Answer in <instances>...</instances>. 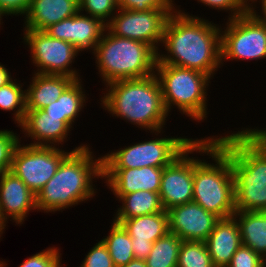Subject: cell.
<instances>
[{
  "label": "cell",
  "instance_id": "cell-1",
  "mask_svg": "<svg viewBox=\"0 0 266 267\" xmlns=\"http://www.w3.org/2000/svg\"><path fill=\"white\" fill-rule=\"evenodd\" d=\"M180 6L167 20L161 43L164 49L157 52L156 63L198 70L214 78L222 68L221 24L189 14Z\"/></svg>",
  "mask_w": 266,
  "mask_h": 267
},
{
  "label": "cell",
  "instance_id": "cell-2",
  "mask_svg": "<svg viewBox=\"0 0 266 267\" xmlns=\"http://www.w3.org/2000/svg\"><path fill=\"white\" fill-rule=\"evenodd\" d=\"M90 144L75 146L62 160L55 175L36 194L38 212H63L96 199V180H103L102 155L95 156ZM95 180V181H94ZM70 207V208H69Z\"/></svg>",
  "mask_w": 266,
  "mask_h": 267
},
{
  "label": "cell",
  "instance_id": "cell-3",
  "mask_svg": "<svg viewBox=\"0 0 266 267\" xmlns=\"http://www.w3.org/2000/svg\"><path fill=\"white\" fill-rule=\"evenodd\" d=\"M227 132L215 138L232 167L235 210L266 212V146L246 127Z\"/></svg>",
  "mask_w": 266,
  "mask_h": 267
},
{
  "label": "cell",
  "instance_id": "cell-4",
  "mask_svg": "<svg viewBox=\"0 0 266 267\" xmlns=\"http://www.w3.org/2000/svg\"><path fill=\"white\" fill-rule=\"evenodd\" d=\"M100 107L112 117L124 120L145 132L167 128L170 116L164 106L155 74L137 79L117 80L105 85Z\"/></svg>",
  "mask_w": 266,
  "mask_h": 267
},
{
  "label": "cell",
  "instance_id": "cell-5",
  "mask_svg": "<svg viewBox=\"0 0 266 267\" xmlns=\"http://www.w3.org/2000/svg\"><path fill=\"white\" fill-rule=\"evenodd\" d=\"M195 153L212 158L193 156V202L219 218L233 216L235 183L229 158L216 146L214 135L196 138Z\"/></svg>",
  "mask_w": 266,
  "mask_h": 267
},
{
  "label": "cell",
  "instance_id": "cell-6",
  "mask_svg": "<svg viewBox=\"0 0 266 267\" xmlns=\"http://www.w3.org/2000/svg\"><path fill=\"white\" fill-rule=\"evenodd\" d=\"M92 55L104 86L117 80L155 74L157 52L150 45L118 37L107 28Z\"/></svg>",
  "mask_w": 266,
  "mask_h": 267
},
{
  "label": "cell",
  "instance_id": "cell-7",
  "mask_svg": "<svg viewBox=\"0 0 266 267\" xmlns=\"http://www.w3.org/2000/svg\"><path fill=\"white\" fill-rule=\"evenodd\" d=\"M155 75L160 83L163 103L168 114L176 108L182 116L184 114L191 121H196V125L197 122L207 120L208 89L212 79L209 75L198 70L162 63H156Z\"/></svg>",
  "mask_w": 266,
  "mask_h": 267
},
{
  "label": "cell",
  "instance_id": "cell-8",
  "mask_svg": "<svg viewBox=\"0 0 266 267\" xmlns=\"http://www.w3.org/2000/svg\"><path fill=\"white\" fill-rule=\"evenodd\" d=\"M165 130L151 132L154 137L151 140H141L105 153L102 155V168H142L145 166L164 168L196 140V138L178 137V135L165 137L163 135Z\"/></svg>",
  "mask_w": 266,
  "mask_h": 267
},
{
  "label": "cell",
  "instance_id": "cell-9",
  "mask_svg": "<svg viewBox=\"0 0 266 267\" xmlns=\"http://www.w3.org/2000/svg\"><path fill=\"white\" fill-rule=\"evenodd\" d=\"M224 20L227 21L221 25V66L233 60L266 59V25L251 10Z\"/></svg>",
  "mask_w": 266,
  "mask_h": 267
},
{
  "label": "cell",
  "instance_id": "cell-10",
  "mask_svg": "<svg viewBox=\"0 0 266 267\" xmlns=\"http://www.w3.org/2000/svg\"><path fill=\"white\" fill-rule=\"evenodd\" d=\"M22 31V42L28 46L32 65L37 67L32 73L66 75L75 80L81 79V70L72 67L80 52L72 44L52 38L45 31Z\"/></svg>",
  "mask_w": 266,
  "mask_h": 267
},
{
  "label": "cell",
  "instance_id": "cell-11",
  "mask_svg": "<svg viewBox=\"0 0 266 267\" xmlns=\"http://www.w3.org/2000/svg\"><path fill=\"white\" fill-rule=\"evenodd\" d=\"M19 143L13 154L11 172L36 195L55 175L62 160L71 152L61 147ZM69 151V152H68Z\"/></svg>",
  "mask_w": 266,
  "mask_h": 267
},
{
  "label": "cell",
  "instance_id": "cell-12",
  "mask_svg": "<svg viewBox=\"0 0 266 267\" xmlns=\"http://www.w3.org/2000/svg\"><path fill=\"white\" fill-rule=\"evenodd\" d=\"M177 10L151 9L149 11H131L118 9L106 24V28L118 37L144 42L158 52L167 20Z\"/></svg>",
  "mask_w": 266,
  "mask_h": 267
},
{
  "label": "cell",
  "instance_id": "cell-13",
  "mask_svg": "<svg viewBox=\"0 0 266 267\" xmlns=\"http://www.w3.org/2000/svg\"><path fill=\"white\" fill-rule=\"evenodd\" d=\"M194 152L195 141L170 165L163 168L159 195L166 211L173 206L193 201Z\"/></svg>",
  "mask_w": 266,
  "mask_h": 267
},
{
  "label": "cell",
  "instance_id": "cell-14",
  "mask_svg": "<svg viewBox=\"0 0 266 267\" xmlns=\"http://www.w3.org/2000/svg\"><path fill=\"white\" fill-rule=\"evenodd\" d=\"M106 30V24L99 18L81 13L48 27L45 32L52 38L72 44L80 54L93 52ZM89 50V51H88Z\"/></svg>",
  "mask_w": 266,
  "mask_h": 267
},
{
  "label": "cell",
  "instance_id": "cell-15",
  "mask_svg": "<svg viewBox=\"0 0 266 267\" xmlns=\"http://www.w3.org/2000/svg\"><path fill=\"white\" fill-rule=\"evenodd\" d=\"M169 232L182 241H203L209 237L220 219L195 202L173 206L167 210Z\"/></svg>",
  "mask_w": 266,
  "mask_h": 267
},
{
  "label": "cell",
  "instance_id": "cell-16",
  "mask_svg": "<svg viewBox=\"0 0 266 267\" xmlns=\"http://www.w3.org/2000/svg\"><path fill=\"white\" fill-rule=\"evenodd\" d=\"M38 212L36 195L13 172L0 174V214L2 219L24 224L30 212ZM11 218V219H10Z\"/></svg>",
  "mask_w": 266,
  "mask_h": 267
},
{
  "label": "cell",
  "instance_id": "cell-17",
  "mask_svg": "<svg viewBox=\"0 0 266 267\" xmlns=\"http://www.w3.org/2000/svg\"><path fill=\"white\" fill-rule=\"evenodd\" d=\"M104 186L115 197L139 190L159 193L163 168L145 166L142 168H102Z\"/></svg>",
  "mask_w": 266,
  "mask_h": 267
},
{
  "label": "cell",
  "instance_id": "cell-18",
  "mask_svg": "<svg viewBox=\"0 0 266 267\" xmlns=\"http://www.w3.org/2000/svg\"><path fill=\"white\" fill-rule=\"evenodd\" d=\"M23 138H30L28 145L63 148L71 137V129L61 121V117L47 116L42 109L25 112L22 123L18 126ZM63 145V146H62Z\"/></svg>",
  "mask_w": 266,
  "mask_h": 267
},
{
  "label": "cell",
  "instance_id": "cell-19",
  "mask_svg": "<svg viewBox=\"0 0 266 267\" xmlns=\"http://www.w3.org/2000/svg\"><path fill=\"white\" fill-rule=\"evenodd\" d=\"M119 224L132 238L134 257L141 260L148 257L153 243L169 232V216L166 210L150 215L122 219Z\"/></svg>",
  "mask_w": 266,
  "mask_h": 267
},
{
  "label": "cell",
  "instance_id": "cell-20",
  "mask_svg": "<svg viewBox=\"0 0 266 267\" xmlns=\"http://www.w3.org/2000/svg\"><path fill=\"white\" fill-rule=\"evenodd\" d=\"M205 243L214 267H227L236 250L242 245L236 218H220Z\"/></svg>",
  "mask_w": 266,
  "mask_h": 267
},
{
  "label": "cell",
  "instance_id": "cell-21",
  "mask_svg": "<svg viewBox=\"0 0 266 267\" xmlns=\"http://www.w3.org/2000/svg\"><path fill=\"white\" fill-rule=\"evenodd\" d=\"M79 11V0H31L29 10L23 17V29L45 31Z\"/></svg>",
  "mask_w": 266,
  "mask_h": 267
},
{
  "label": "cell",
  "instance_id": "cell-22",
  "mask_svg": "<svg viewBox=\"0 0 266 267\" xmlns=\"http://www.w3.org/2000/svg\"><path fill=\"white\" fill-rule=\"evenodd\" d=\"M26 85V111L43 109L57 101L65 89L75 80L66 75L32 73Z\"/></svg>",
  "mask_w": 266,
  "mask_h": 267
},
{
  "label": "cell",
  "instance_id": "cell-23",
  "mask_svg": "<svg viewBox=\"0 0 266 267\" xmlns=\"http://www.w3.org/2000/svg\"><path fill=\"white\" fill-rule=\"evenodd\" d=\"M82 82V78L74 80L57 101L42 109L47 116L61 117V121L71 130H74L73 126L84 112L83 108L87 106L86 102L88 103L89 99Z\"/></svg>",
  "mask_w": 266,
  "mask_h": 267
},
{
  "label": "cell",
  "instance_id": "cell-24",
  "mask_svg": "<svg viewBox=\"0 0 266 267\" xmlns=\"http://www.w3.org/2000/svg\"><path fill=\"white\" fill-rule=\"evenodd\" d=\"M118 200V207L112 217L113 221L119 223L122 219H130L136 216L150 215L163 212L160 195L157 192L139 190L125 194L122 197H115Z\"/></svg>",
  "mask_w": 266,
  "mask_h": 267
},
{
  "label": "cell",
  "instance_id": "cell-25",
  "mask_svg": "<svg viewBox=\"0 0 266 267\" xmlns=\"http://www.w3.org/2000/svg\"><path fill=\"white\" fill-rule=\"evenodd\" d=\"M242 245L251 248L263 259L266 257V212L236 211Z\"/></svg>",
  "mask_w": 266,
  "mask_h": 267
},
{
  "label": "cell",
  "instance_id": "cell-26",
  "mask_svg": "<svg viewBox=\"0 0 266 267\" xmlns=\"http://www.w3.org/2000/svg\"><path fill=\"white\" fill-rule=\"evenodd\" d=\"M108 236L102 237L115 267H121L134 259L132 238L123 226L114 221L111 222Z\"/></svg>",
  "mask_w": 266,
  "mask_h": 267
},
{
  "label": "cell",
  "instance_id": "cell-27",
  "mask_svg": "<svg viewBox=\"0 0 266 267\" xmlns=\"http://www.w3.org/2000/svg\"><path fill=\"white\" fill-rule=\"evenodd\" d=\"M182 240L174 233L168 232L156 240L150 254L145 259L147 267H177Z\"/></svg>",
  "mask_w": 266,
  "mask_h": 267
},
{
  "label": "cell",
  "instance_id": "cell-28",
  "mask_svg": "<svg viewBox=\"0 0 266 267\" xmlns=\"http://www.w3.org/2000/svg\"><path fill=\"white\" fill-rule=\"evenodd\" d=\"M24 84L15 77L6 85L0 88V109L6 112H12L13 121L18 127L26 112V95Z\"/></svg>",
  "mask_w": 266,
  "mask_h": 267
},
{
  "label": "cell",
  "instance_id": "cell-29",
  "mask_svg": "<svg viewBox=\"0 0 266 267\" xmlns=\"http://www.w3.org/2000/svg\"><path fill=\"white\" fill-rule=\"evenodd\" d=\"M177 267H214L206 243L182 241Z\"/></svg>",
  "mask_w": 266,
  "mask_h": 267
},
{
  "label": "cell",
  "instance_id": "cell-30",
  "mask_svg": "<svg viewBox=\"0 0 266 267\" xmlns=\"http://www.w3.org/2000/svg\"><path fill=\"white\" fill-rule=\"evenodd\" d=\"M79 10L107 24L118 11V0H79Z\"/></svg>",
  "mask_w": 266,
  "mask_h": 267
},
{
  "label": "cell",
  "instance_id": "cell-31",
  "mask_svg": "<svg viewBox=\"0 0 266 267\" xmlns=\"http://www.w3.org/2000/svg\"><path fill=\"white\" fill-rule=\"evenodd\" d=\"M21 139L13 130H0V174L11 170L13 154Z\"/></svg>",
  "mask_w": 266,
  "mask_h": 267
},
{
  "label": "cell",
  "instance_id": "cell-32",
  "mask_svg": "<svg viewBox=\"0 0 266 267\" xmlns=\"http://www.w3.org/2000/svg\"><path fill=\"white\" fill-rule=\"evenodd\" d=\"M61 252L60 248L52 245L27 257L18 267H65Z\"/></svg>",
  "mask_w": 266,
  "mask_h": 267
},
{
  "label": "cell",
  "instance_id": "cell-33",
  "mask_svg": "<svg viewBox=\"0 0 266 267\" xmlns=\"http://www.w3.org/2000/svg\"><path fill=\"white\" fill-rule=\"evenodd\" d=\"M197 2L218 12L225 11L229 14L226 16L228 20L244 15L250 10V6L244 0H197Z\"/></svg>",
  "mask_w": 266,
  "mask_h": 267
},
{
  "label": "cell",
  "instance_id": "cell-34",
  "mask_svg": "<svg viewBox=\"0 0 266 267\" xmlns=\"http://www.w3.org/2000/svg\"><path fill=\"white\" fill-rule=\"evenodd\" d=\"M79 267H115L106 245L99 240L91 247Z\"/></svg>",
  "mask_w": 266,
  "mask_h": 267
},
{
  "label": "cell",
  "instance_id": "cell-35",
  "mask_svg": "<svg viewBox=\"0 0 266 267\" xmlns=\"http://www.w3.org/2000/svg\"><path fill=\"white\" fill-rule=\"evenodd\" d=\"M175 0H118V9L149 11L151 9H178Z\"/></svg>",
  "mask_w": 266,
  "mask_h": 267
},
{
  "label": "cell",
  "instance_id": "cell-36",
  "mask_svg": "<svg viewBox=\"0 0 266 267\" xmlns=\"http://www.w3.org/2000/svg\"><path fill=\"white\" fill-rule=\"evenodd\" d=\"M227 267H264V259L251 248L241 245Z\"/></svg>",
  "mask_w": 266,
  "mask_h": 267
},
{
  "label": "cell",
  "instance_id": "cell-37",
  "mask_svg": "<svg viewBox=\"0 0 266 267\" xmlns=\"http://www.w3.org/2000/svg\"><path fill=\"white\" fill-rule=\"evenodd\" d=\"M31 0H0V13L3 16L23 17L29 10Z\"/></svg>",
  "mask_w": 266,
  "mask_h": 267
},
{
  "label": "cell",
  "instance_id": "cell-38",
  "mask_svg": "<svg viewBox=\"0 0 266 267\" xmlns=\"http://www.w3.org/2000/svg\"><path fill=\"white\" fill-rule=\"evenodd\" d=\"M259 7H261V8L260 9H257ZM250 10L252 11V13L254 15H256L266 25V0H259V1L256 0L253 3V5L250 7Z\"/></svg>",
  "mask_w": 266,
  "mask_h": 267
},
{
  "label": "cell",
  "instance_id": "cell-39",
  "mask_svg": "<svg viewBox=\"0 0 266 267\" xmlns=\"http://www.w3.org/2000/svg\"><path fill=\"white\" fill-rule=\"evenodd\" d=\"M14 78L10 70L0 62V88L9 83Z\"/></svg>",
  "mask_w": 266,
  "mask_h": 267
},
{
  "label": "cell",
  "instance_id": "cell-40",
  "mask_svg": "<svg viewBox=\"0 0 266 267\" xmlns=\"http://www.w3.org/2000/svg\"><path fill=\"white\" fill-rule=\"evenodd\" d=\"M253 128L252 126H248L249 129L265 146H266V128L256 127Z\"/></svg>",
  "mask_w": 266,
  "mask_h": 267
},
{
  "label": "cell",
  "instance_id": "cell-41",
  "mask_svg": "<svg viewBox=\"0 0 266 267\" xmlns=\"http://www.w3.org/2000/svg\"><path fill=\"white\" fill-rule=\"evenodd\" d=\"M121 267H147L145 260L134 258L128 264Z\"/></svg>",
  "mask_w": 266,
  "mask_h": 267
},
{
  "label": "cell",
  "instance_id": "cell-42",
  "mask_svg": "<svg viewBox=\"0 0 266 267\" xmlns=\"http://www.w3.org/2000/svg\"><path fill=\"white\" fill-rule=\"evenodd\" d=\"M7 223L2 219L1 214H0V240L3 237L2 235L5 233V229L7 228Z\"/></svg>",
  "mask_w": 266,
  "mask_h": 267
},
{
  "label": "cell",
  "instance_id": "cell-43",
  "mask_svg": "<svg viewBox=\"0 0 266 267\" xmlns=\"http://www.w3.org/2000/svg\"><path fill=\"white\" fill-rule=\"evenodd\" d=\"M8 263L6 262V260L4 261L3 259L0 260V267H7Z\"/></svg>",
  "mask_w": 266,
  "mask_h": 267
},
{
  "label": "cell",
  "instance_id": "cell-44",
  "mask_svg": "<svg viewBox=\"0 0 266 267\" xmlns=\"http://www.w3.org/2000/svg\"><path fill=\"white\" fill-rule=\"evenodd\" d=\"M244 1L251 7L256 0H244Z\"/></svg>",
  "mask_w": 266,
  "mask_h": 267
},
{
  "label": "cell",
  "instance_id": "cell-45",
  "mask_svg": "<svg viewBox=\"0 0 266 267\" xmlns=\"http://www.w3.org/2000/svg\"><path fill=\"white\" fill-rule=\"evenodd\" d=\"M3 16L1 15V13H0V28L2 27L1 25H3V18H2Z\"/></svg>",
  "mask_w": 266,
  "mask_h": 267
},
{
  "label": "cell",
  "instance_id": "cell-46",
  "mask_svg": "<svg viewBox=\"0 0 266 267\" xmlns=\"http://www.w3.org/2000/svg\"><path fill=\"white\" fill-rule=\"evenodd\" d=\"M264 267H266V257L264 258Z\"/></svg>",
  "mask_w": 266,
  "mask_h": 267
}]
</instances>
